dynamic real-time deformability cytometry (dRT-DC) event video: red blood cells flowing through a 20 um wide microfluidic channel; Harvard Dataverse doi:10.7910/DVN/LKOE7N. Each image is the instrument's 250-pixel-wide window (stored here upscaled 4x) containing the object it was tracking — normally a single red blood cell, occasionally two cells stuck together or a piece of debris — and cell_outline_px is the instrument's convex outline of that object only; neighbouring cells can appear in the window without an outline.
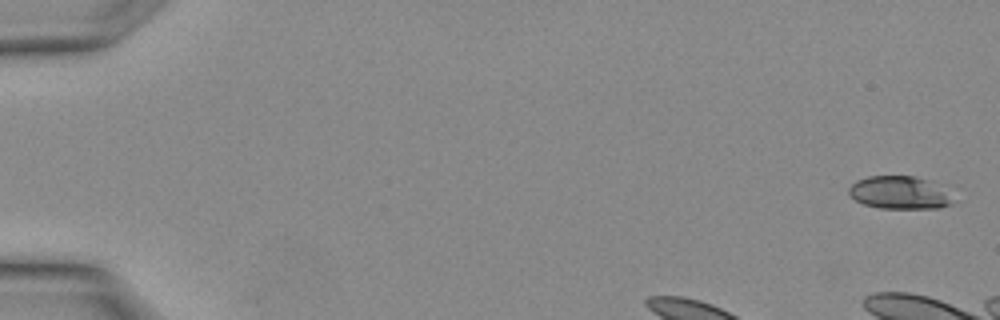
{"species": "Egyptian fruit bat (a non-hibernating species)", "species_latin": "Rousettus aegyptiacus", "temperature_condition": "warm", "stored_images_in_passage": 7, "camera_frame_rate_fps": 3000, "um_per_image_px": 0.085, "animal": {"sex": "female"}, "frame": {"image": 1, "passage_image": 1, "time_ms": 0.0, "image_size_px": [1000, 320], "cell_outline_px": [[952, 204], [940, 208], [880, 208], [864, 204], [856, 200], [848, 192], [848, 188], [856, 180], [868, 176], [912, 176], [928, 180]], "centroid_in_image_um": [76.28, 16.37], "position_along_channel_um": 8.7, "area_um2": 18.96}}